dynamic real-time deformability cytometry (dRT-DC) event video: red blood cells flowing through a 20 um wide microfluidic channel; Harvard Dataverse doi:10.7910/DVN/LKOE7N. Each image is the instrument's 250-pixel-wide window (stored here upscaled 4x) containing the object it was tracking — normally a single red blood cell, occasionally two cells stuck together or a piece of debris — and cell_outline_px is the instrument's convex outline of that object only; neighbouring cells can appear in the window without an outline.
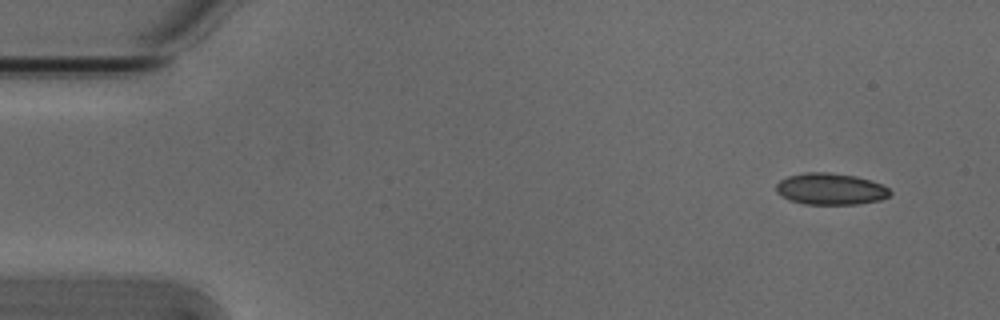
{"species": "Egyptian fruit bat (a non-hibernating species)", "species_latin": "Rousettus aegyptiacus", "temperature_condition": "cold", "stored_images_in_passage": 4, "camera_frame_rate_fps": 3000, "um_per_image_px": 0.085, "animal": {"sex": "male"}, "frame": {"image": 1, "passage_image": 1, "time_ms": 0.0, "image_size_px": [1000, 320], "cell_outline_px": [[892, 192], [888, 196], [880, 200], [856, 204], [804, 204], [780, 196], [776, 192], [776, 184], [780, 180], [788, 176], [804, 172], [828, 172], [856, 176], [872, 180], [888, 188]], "centroid_in_image_um": [70.58, 16.05], "position_along_channel_um": 14.4, "area_um2": 20.98}}
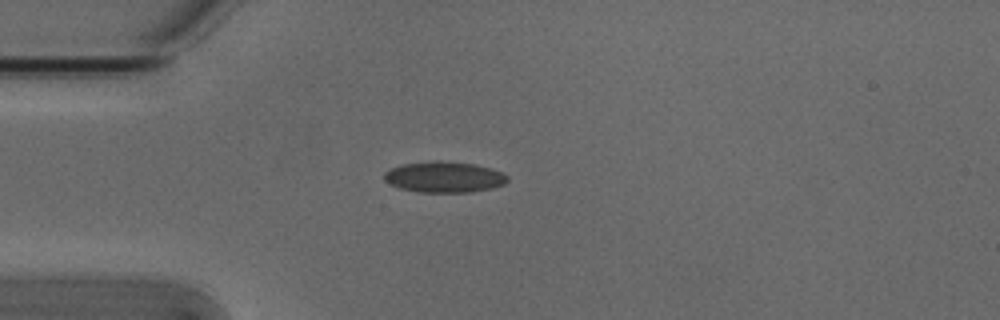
{"frame": {"image": 2, "passage_image": 4, "time_ms": 1.0, "image_size_px": [1000, 320], "cell_outline_px": [[508, 180], [504, 184], [492, 188], [468, 192], [420, 192], [400, 188], [384, 180], [384, 172], [392, 168], [404, 164], [432, 160], [440, 160], [476, 164], [492, 168], [504, 172], [508, 176]], "centroid_in_image_um": [37.8, 15.03], "position_along_channel_um": 47.2, "area_um2": 22.31}}